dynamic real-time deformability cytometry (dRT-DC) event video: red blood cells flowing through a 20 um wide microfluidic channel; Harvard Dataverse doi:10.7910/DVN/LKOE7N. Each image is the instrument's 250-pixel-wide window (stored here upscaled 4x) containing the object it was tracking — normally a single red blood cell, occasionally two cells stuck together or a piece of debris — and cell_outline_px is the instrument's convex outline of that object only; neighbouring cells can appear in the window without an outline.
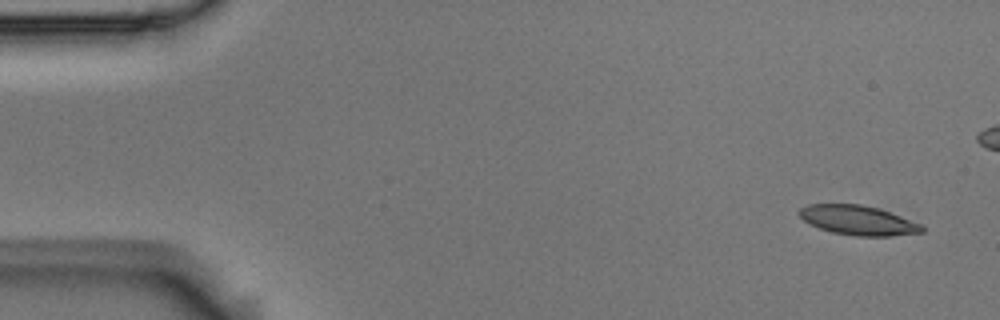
{"species": "Egyptian fruit bat (a non-hibernating species)", "species_latin": "Rousettus aegyptiacus", "temperature_condition": "room temperature", "stored_images_in_passage": 6, "camera_frame_rate_fps": 3000, "um_per_image_px": 0.085, "animal": {"sex": "male"}, "frame": {"image": 1, "passage_image": 1, "time_ms": 0.0, "image_size_px": [1000, 320], "cell_outline_px": [[924, 232], [888, 236], [856, 236], [832, 232], [808, 224], [800, 216], [800, 208], [808, 204], [860, 204], [876, 208], [924, 224]], "centroid_in_image_um": [72.95, 18.73], "position_along_channel_um": 12.0, "area_um2": 20.98}}
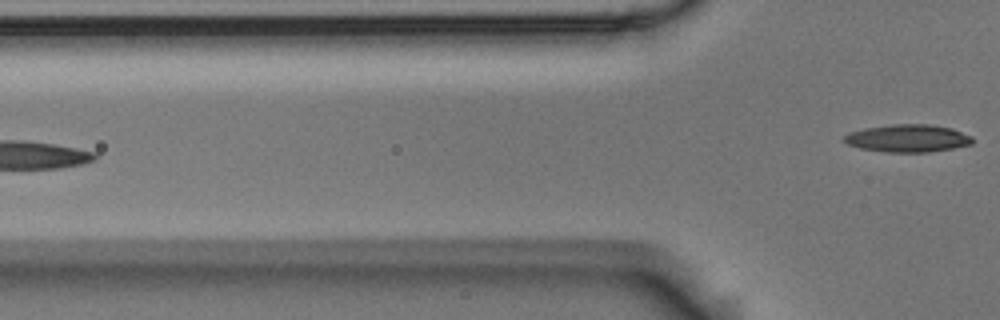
{"frame": {"image": 2, "passage_image": 6, "time_ms": 1.667, "image_size_px": [1000, 320], "cell_outline_px": [[972, 144], [952, 148], [928, 152], [888, 152], [860, 148], [848, 144], [840, 140], [840, 136], [848, 132], [864, 128], [892, 124], [928, 124], [952, 128], [972, 136]], "centroid_in_image_um": [77.09, 11.74], "position_along_channel_um": 48.7, "area_um2": 20.81}}